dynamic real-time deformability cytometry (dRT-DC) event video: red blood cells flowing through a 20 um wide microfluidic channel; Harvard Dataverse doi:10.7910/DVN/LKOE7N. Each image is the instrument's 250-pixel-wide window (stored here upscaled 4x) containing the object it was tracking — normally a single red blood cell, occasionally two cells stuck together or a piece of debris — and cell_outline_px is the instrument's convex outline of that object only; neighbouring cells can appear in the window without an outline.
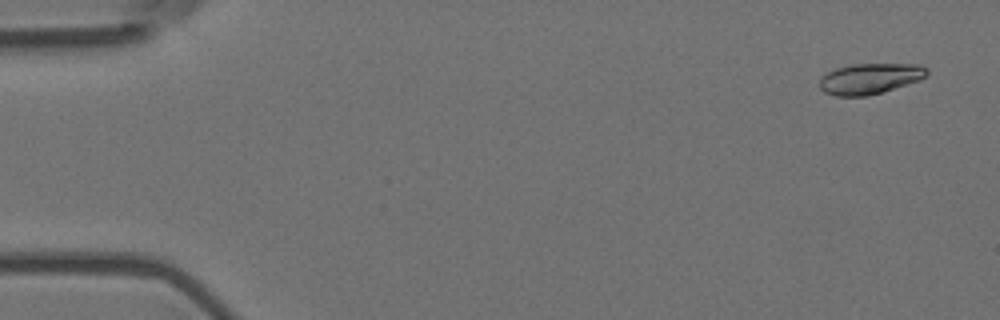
{"species": "Egyptian fruit bat (a non-hibernating species)", "species_latin": "Rousettus aegyptiacus", "temperature_condition": "room temperature", "stored_images_in_passage": 4, "camera_frame_rate_fps": 3000, "um_per_image_px": 0.085, "animal": {"sex": "female"}, "frame": {"image": 1, "passage_image": 1, "time_ms": 0.0, "image_size_px": [1000, 320], "cell_outline_px": [[928, 76], [920, 80], [908, 84], [868, 96], [836, 96], [824, 92], [820, 88], [820, 80], [828, 72], [836, 68], [852, 64], [920, 64], [928, 68]], "centroid_in_image_um": [73.99, 6.68], "position_along_channel_um": 11.0, "area_um2": 19.25}}
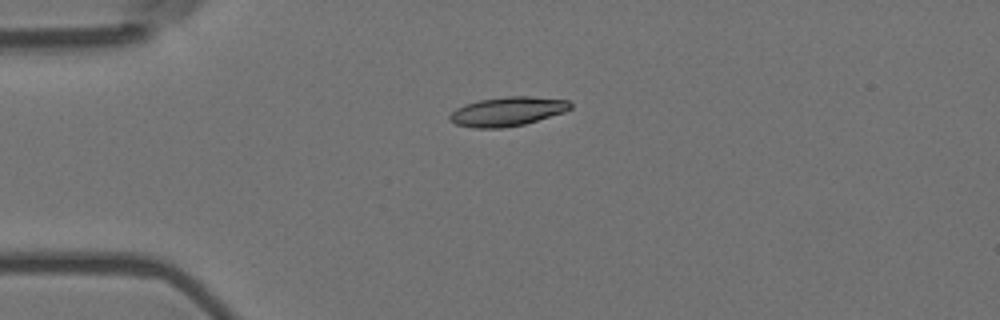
{"frame": {"image": 2, "passage_image": 4, "time_ms": 1.0, "image_size_px": [1000, 320], "cell_outline_px": [[572, 108], [564, 112], [524, 124], [504, 128], [472, 128], [456, 124], [448, 120], [448, 116], [456, 108], [464, 104], [480, 100], [504, 96], [528, 96], [568, 100], [572, 104]], "centroid_in_image_um": [43.1, 9.47], "position_along_channel_um": 41.9, "area_um2": 20.58}}